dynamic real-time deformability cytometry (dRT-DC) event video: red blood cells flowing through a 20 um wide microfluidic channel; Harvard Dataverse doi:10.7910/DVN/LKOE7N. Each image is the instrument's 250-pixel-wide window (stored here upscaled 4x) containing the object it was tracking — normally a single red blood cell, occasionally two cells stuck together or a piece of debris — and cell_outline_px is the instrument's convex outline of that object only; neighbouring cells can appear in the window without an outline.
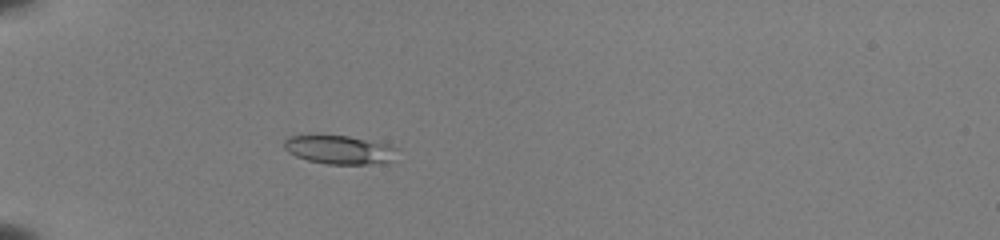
{"species": "common noctule bat (a hibernating species)", "species_latin": "Nyctalus noctula", "temperature_condition": "room temperature", "stored_images_in_passage": 46, "camera_frame_rate_fps": 3000, "um_per_image_px": 0.085, "animal": {"sex": "female", "body_mass_g": 22.0, "forearm_length_mm": 56.7}, "frame": {"image": 1, "passage_image": 11, "time_ms": 3.333, "image_size_px": [1000, 240], "cell_outline_px": [[400, 148], [388, 160], [368, 164], [328, 164], [308, 160], [296, 156], [288, 152], [284, 148], [284, 140], [288, 136], [308, 132], [348, 136], [388, 144]], "centroid_in_image_um": [28.72, 12.66], "position_along_channel_um": 56.3, "area_um2": 19.31}}
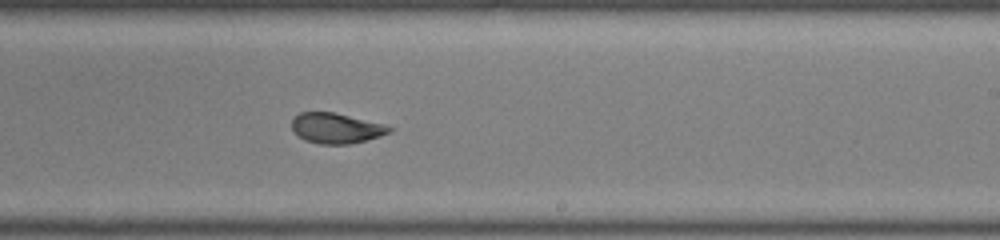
{"frame": {"image": 2, "passage_image": 28, "time_ms": 9.0, "image_size_px": [1000, 240], "cell_outline_px": [[396, 128], [380, 136], [348, 144], [320, 144], [304, 140], [292, 128], [292, 120], [300, 112], [336, 112], [384, 124]], "centroid_in_image_um": [28.59, 10.88], "position_along_channel_um": 260.4, "area_um2": 17.11}}
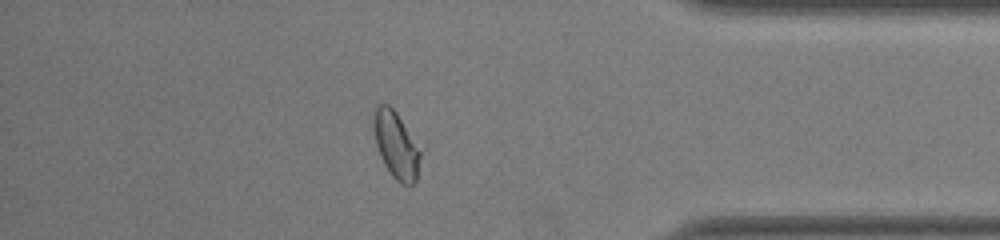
{"frame": {"image": 3, "passage_image": 40, "time_ms": 13.0, "image_size_px": [1000, 240], "cell_outline_px": [[420, 156], [416, 180], [412, 184], [400, 184], [392, 176], [384, 164], [380, 156], [376, 144], [372, 128], [372, 112], [376, 104], [388, 104], [396, 112], [420, 152]], "centroid_in_image_um": [33.59, 12.3], "position_along_channel_um": 401.6, "area_um2": 17.92}, "authors_computed_cell_mechanics": {"area_um2": 18.4382, "velocity_mm_per_s": 3.9704, "shape_relaxation_time_tau1_ms": 7.5306, "shape_relaxation_time_tau2_ms": 1.5345, "deformation_change_tau1": 0.1837, "deformation_change_tau2": 0.0781}}